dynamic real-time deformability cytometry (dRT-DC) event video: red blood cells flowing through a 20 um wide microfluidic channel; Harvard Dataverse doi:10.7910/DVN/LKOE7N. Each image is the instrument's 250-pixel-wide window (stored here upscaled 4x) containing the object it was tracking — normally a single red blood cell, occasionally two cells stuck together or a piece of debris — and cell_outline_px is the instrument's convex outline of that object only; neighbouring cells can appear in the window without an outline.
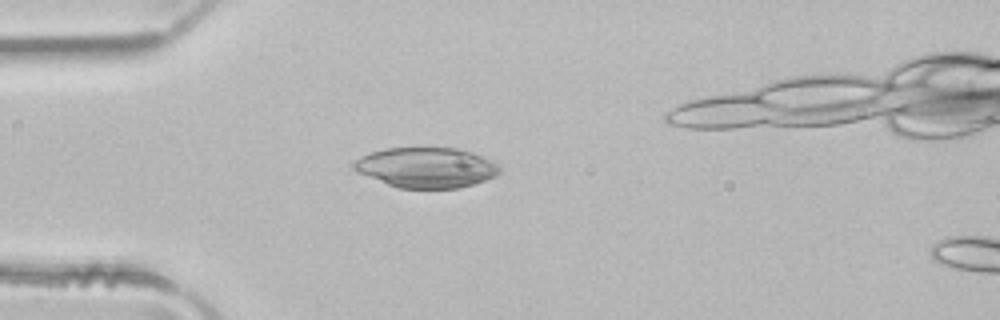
{"species": "common noctule bat (a hibernating species)", "species_latin": "Nyctalus noctula", "temperature_condition": "room temperature", "stored_images_in_passage": 3, "camera_frame_rate_fps": 3000, "um_per_image_px": 0.085, "animal": {"sex": "male", "body_mass_g": 21.5, "forearm_length_mm": 52.0}, "frame": {"image": 1, "passage_image": 2, "time_ms": 0.333, "image_size_px": [1000, 320], "cell_outline_px": [[500, 172], [496, 176], [460, 188], [400, 188], [388, 184], [356, 172], [352, 168], [352, 164], [360, 156], [372, 152], [388, 148], [456, 148], [472, 152], [500, 164]], "centroid_in_image_um": [36.24, 14.24], "position_along_channel_um": 48.8, "area_um2": 34.1}}